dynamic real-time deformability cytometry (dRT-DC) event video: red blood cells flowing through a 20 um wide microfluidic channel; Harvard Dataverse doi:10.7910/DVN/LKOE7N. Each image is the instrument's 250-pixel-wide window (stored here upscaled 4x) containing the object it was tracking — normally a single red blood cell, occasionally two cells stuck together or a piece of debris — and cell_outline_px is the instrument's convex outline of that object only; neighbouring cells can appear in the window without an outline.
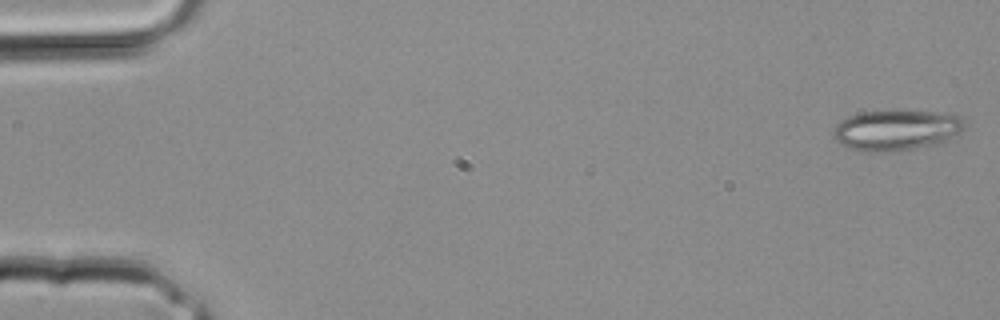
{"species": "common noctule bat (a hibernating species)", "species_latin": "Nyctalus noctula", "temperature_condition": "room temperature", "stored_images_in_passage": 4, "camera_frame_rate_fps": 3000, "um_per_image_px": 0.085, "animal": {"sex": "male", "body_mass_g": 20.4}, "frame": {"image": 1, "passage_image": 1, "time_ms": 0.0, "image_size_px": [1000, 320], "cell_outline_px": [[964, 128], [960, 132], [936, 144], [916, 148], [880, 152], [860, 152], [848, 148], [836, 140], [832, 136], [832, 132], [836, 124], [848, 116], [860, 112], [892, 108], [932, 112], [960, 116], [964, 120]], "centroid_in_image_um": [76.11, 11.03], "position_along_channel_um": 8.9, "area_um2": 31.56}}